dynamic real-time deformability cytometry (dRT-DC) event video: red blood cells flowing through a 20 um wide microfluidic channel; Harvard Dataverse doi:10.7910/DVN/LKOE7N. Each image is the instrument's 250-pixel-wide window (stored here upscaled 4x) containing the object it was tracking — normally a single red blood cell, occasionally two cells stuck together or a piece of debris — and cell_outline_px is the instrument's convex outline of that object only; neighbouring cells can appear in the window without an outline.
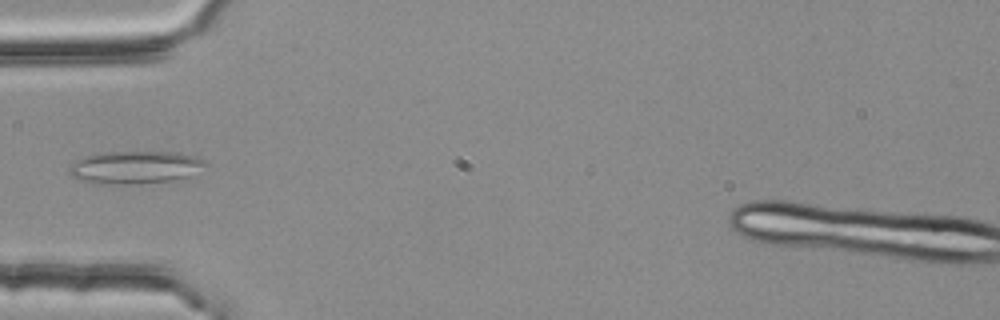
{"species": "common noctule bat (a hibernating species)", "species_latin": "Nyctalus noctula", "temperature_condition": "room temperature", "stored_images_in_passage": 3, "camera_frame_rate_fps": 3000, "um_per_image_px": 0.085, "animal": {"sex": "female", "body_mass_g": 25.1}, "frame": {"image": 1, "passage_image": 3, "time_ms": 0.667, "image_size_px": [1000, 320], "cell_outline_px": [[204, 164], [188, 176], [172, 180], [140, 184], [92, 184], [80, 180], [72, 176], [68, 172], [68, 168], [76, 160], [88, 156], [108, 152], [168, 152], [192, 156], [204, 160]], "centroid_in_image_um": [11.37, 14.25], "position_along_channel_um": 73.6, "area_um2": 25.49}}